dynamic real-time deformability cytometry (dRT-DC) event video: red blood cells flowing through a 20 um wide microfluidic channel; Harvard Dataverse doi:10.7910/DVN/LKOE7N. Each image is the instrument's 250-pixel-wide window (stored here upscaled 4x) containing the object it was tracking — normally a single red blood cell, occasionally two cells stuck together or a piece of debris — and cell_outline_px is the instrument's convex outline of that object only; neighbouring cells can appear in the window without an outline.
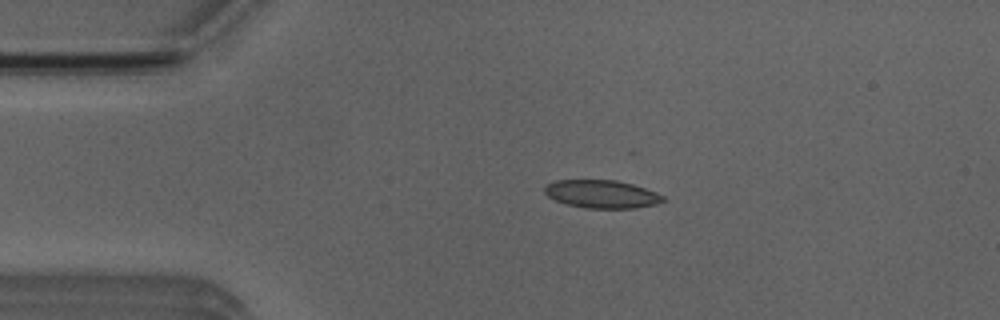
{"species": "Egyptian fruit bat (a non-hibernating species)", "species_latin": "Rousettus aegyptiacus", "temperature_condition": "room temperature", "stored_images_in_passage": 3, "camera_frame_rate_fps": 3000, "um_per_image_px": 0.085, "animal": {"sex": "male"}, "frame": {"image": 1, "passage_image": 2, "time_ms": 1.333, "image_size_px": [1000, 320], "cell_outline_px": [[664, 200], [656, 204], [636, 208], [584, 208], [568, 204], [556, 200], [548, 196], [544, 192], [544, 188], [548, 184], [556, 180], [616, 180], [632, 184], [656, 192], [664, 196]], "centroid_in_image_um": [51.15, 16.5], "position_along_channel_um": 33.8, "area_um2": 19.19}}